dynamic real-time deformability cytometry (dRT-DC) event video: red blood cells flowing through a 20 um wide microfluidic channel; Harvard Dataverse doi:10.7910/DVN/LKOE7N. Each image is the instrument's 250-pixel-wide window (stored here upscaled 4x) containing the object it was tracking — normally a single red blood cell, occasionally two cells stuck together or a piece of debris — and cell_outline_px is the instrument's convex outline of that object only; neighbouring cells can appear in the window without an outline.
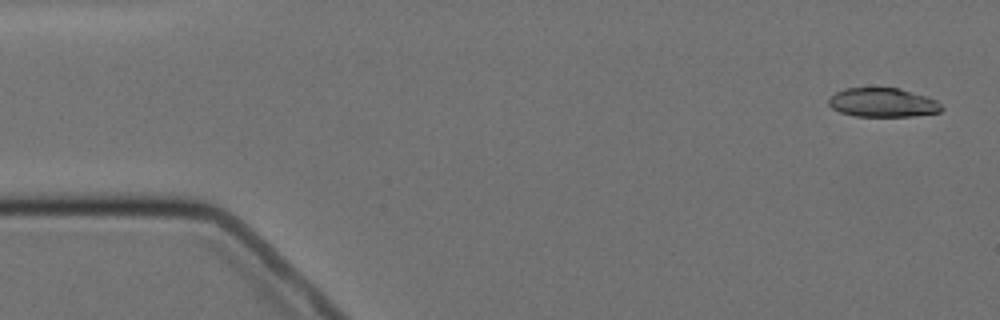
{"species": "Egyptian fruit bat (a non-hibernating species)", "species_latin": "Rousettus aegyptiacus", "temperature_condition": "cold", "stored_images_in_passage": 8, "camera_frame_rate_fps": 3000, "um_per_image_px": 0.085, "animal": {"sex": "female"}, "frame": {"image": 1, "passage_image": 1, "time_ms": 0.0, "image_size_px": [1000, 320], "cell_outline_px": [[944, 108], [940, 112], [912, 116], [856, 116], [840, 112], [832, 108], [828, 104], [828, 100], [836, 92], [844, 88], [900, 88], [928, 96], [936, 100]], "centroid_in_image_um": [75.06, 8.71], "position_along_channel_um": 9.9, "area_um2": 19.13}}
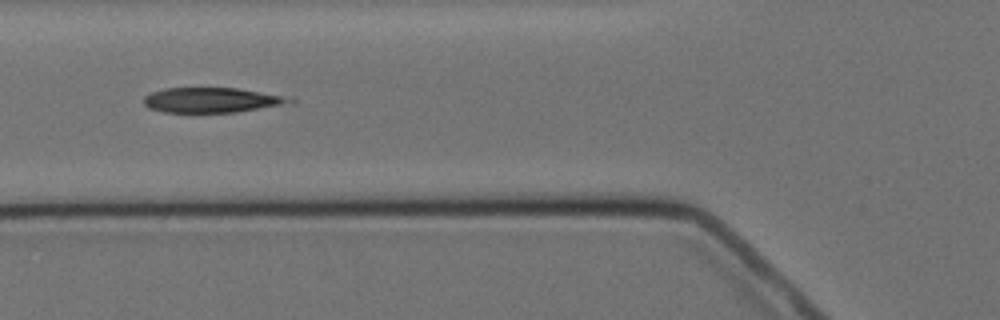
{"frame": {"image": 2, "passage_image": 6, "time_ms": 6.0, "image_size_px": [1000, 320], "cell_outline_px": [[296, 104], [236, 112], [164, 112], [148, 108], [144, 104], [144, 96], [152, 92], [164, 88], [236, 88], [296, 96]], "centroid_in_image_um": [18.2, 8.5], "position_along_channel_um": 107.6, "area_um2": 21.96}}
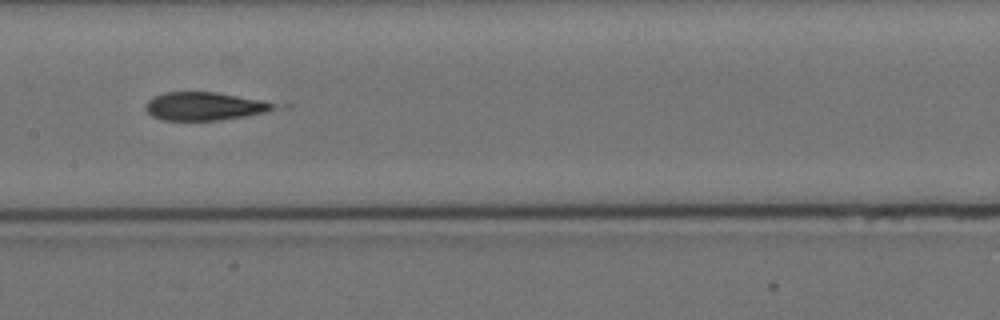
{"frame": {"image": 3, "passage_image": 8, "time_ms": 8.333, "image_size_px": [1000, 320], "cell_outline_px": [[272, 108], [264, 112], [244, 116], [220, 120], [164, 120], [152, 116], [144, 108], [148, 100], [152, 96], [164, 92], [216, 92], [264, 100], [272, 104]], "centroid_in_image_um": [17.28, 9.02], "position_along_channel_um": 190.1, "area_um2": 20.81}}